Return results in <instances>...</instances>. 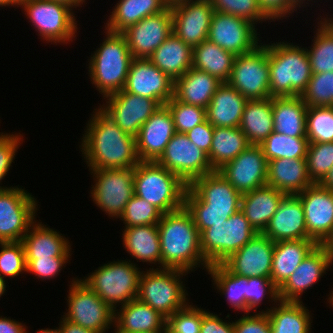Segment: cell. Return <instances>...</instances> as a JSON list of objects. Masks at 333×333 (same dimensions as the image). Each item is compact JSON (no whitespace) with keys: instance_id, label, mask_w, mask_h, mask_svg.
Instances as JSON below:
<instances>
[{"instance_id":"ba28073f","label":"cell","mask_w":333,"mask_h":333,"mask_svg":"<svg viewBox=\"0 0 333 333\" xmlns=\"http://www.w3.org/2000/svg\"><path fill=\"white\" fill-rule=\"evenodd\" d=\"M142 272L135 262L118 260L99 266L81 280L116 310L137 299Z\"/></svg>"},{"instance_id":"f6af8a7d","label":"cell","mask_w":333,"mask_h":333,"mask_svg":"<svg viewBox=\"0 0 333 333\" xmlns=\"http://www.w3.org/2000/svg\"><path fill=\"white\" fill-rule=\"evenodd\" d=\"M306 137L309 143L333 142V106L307 108Z\"/></svg>"},{"instance_id":"ee69618b","label":"cell","mask_w":333,"mask_h":333,"mask_svg":"<svg viewBox=\"0 0 333 333\" xmlns=\"http://www.w3.org/2000/svg\"><path fill=\"white\" fill-rule=\"evenodd\" d=\"M267 162L275 159H305L309 141L273 131L260 145Z\"/></svg>"},{"instance_id":"3957f363","label":"cell","mask_w":333,"mask_h":333,"mask_svg":"<svg viewBox=\"0 0 333 333\" xmlns=\"http://www.w3.org/2000/svg\"><path fill=\"white\" fill-rule=\"evenodd\" d=\"M157 225L162 268L178 269L188 273L201 266L202 269L206 268L205 271L208 270L210 265L200 249V232L185 206L163 214Z\"/></svg>"},{"instance_id":"7c38bea8","label":"cell","mask_w":333,"mask_h":333,"mask_svg":"<svg viewBox=\"0 0 333 333\" xmlns=\"http://www.w3.org/2000/svg\"><path fill=\"white\" fill-rule=\"evenodd\" d=\"M90 190L94 204L111 218L118 219L134 195V168L95 169Z\"/></svg>"},{"instance_id":"603a6c76","label":"cell","mask_w":333,"mask_h":333,"mask_svg":"<svg viewBox=\"0 0 333 333\" xmlns=\"http://www.w3.org/2000/svg\"><path fill=\"white\" fill-rule=\"evenodd\" d=\"M296 196L303 205L308 236L322 245L333 231V191L314 183Z\"/></svg>"},{"instance_id":"a7ac6f4b","label":"cell","mask_w":333,"mask_h":333,"mask_svg":"<svg viewBox=\"0 0 333 333\" xmlns=\"http://www.w3.org/2000/svg\"><path fill=\"white\" fill-rule=\"evenodd\" d=\"M187 1H190V0H163V2L165 3V5L169 8L177 5V4H181V3H184V2H187Z\"/></svg>"},{"instance_id":"44dd1931","label":"cell","mask_w":333,"mask_h":333,"mask_svg":"<svg viewBox=\"0 0 333 333\" xmlns=\"http://www.w3.org/2000/svg\"><path fill=\"white\" fill-rule=\"evenodd\" d=\"M172 30L192 48L207 40L214 13L210 0H190L171 7Z\"/></svg>"},{"instance_id":"cb8c5ba5","label":"cell","mask_w":333,"mask_h":333,"mask_svg":"<svg viewBox=\"0 0 333 333\" xmlns=\"http://www.w3.org/2000/svg\"><path fill=\"white\" fill-rule=\"evenodd\" d=\"M332 265V259L326 249L317 245L278 289L279 300L301 302L303 292L320 281Z\"/></svg>"},{"instance_id":"83f0119b","label":"cell","mask_w":333,"mask_h":333,"mask_svg":"<svg viewBox=\"0 0 333 333\" xmlns=\"http://www.w3.org/2000/svg\"><path fill=\"white\" fill-rule=\"evenodd\" d=\"M23 243L26 259L70 257L71 244L59 231L35 221L24 235Z\"/></svg>"},{"instance_id":"11e5206c","label":"cell","mask_w":333,"mask_h":333,"mask_svg":"<svg viewBox=\"0 0 333 333\" xmlns=\"http://www.w3.org/2000/svg\"><path fill=\"white\" fill-rule=\"evenodd\" d=\"M17 6L24 0H12Z\"/></svg>"},{"instance_id":"74e56055","label":"cell","mask_w":333,"mask_h":333,"mask_svg":"<svg viewBox=\"0 0 333 333\" xmlns=\"http://www.w3.org/2000/svg\"><path fill=\"white\" fill-rule=\"evenodd\" d=\"M239 128L250 145H261L274 131L272 98L247 100Z\"/></svg>"},{"instance_id":"f1b7e54d","label":"cell","mask_w":333,"mask_h":333,"mask_svg":"<svg viewBox=\"0 0 333 333\" xmlns=\"http://www.w3.org/2000/svg\"><path fill=\"white\" fill-rule=\"evenodd\" d=\"M312 184L306 159L281 158L268 161L267 185L286 195H297Z\"/></svg>"},{"instance_id":"1f68e13d","label":"cell","mask_w":333,"mask_h":333,"mask_svg":"<svg viewBox=\"0 0 333 333\" xmlns=\"http://www.w3.org/2000/svg\"><path fill=\"white\" fill-rule=\"evenodd\" d=\"M222 83L216 76L191 67L174 82V97L182 103L206 109Z\"/></svg>"},{"instance_id":"484cf974","label":"cell","mask_w":333,"mask_h":333,"mask_svg":"<svg viewBox=\"0 0 333 333\" xmlns=\"http://www.w3.org/2000/svg\"><path fill=\"white\" fill-rule=\"evenodd\" d=\"M262 233L274 242L311 239L301 200L296 195H286Z\"/></svg>"},{"instance_id":"be15d7a7","label":"cell","mask_w":333,"mask_h":333,"mask_svg":"<svg viewBox=\"0 0 333 333\" xmlns=\"http://www.w3.org/2000/svg\"><path fill=\"white\" fill-rule=\"evenodd\" d=\"M58 328L61 330L62 333H100L95 332L93 330L86 329L78 324H75L67 319H65L63 316L59 322Z\"/></svg>"},{"instance_id":"d590c367","label":"cell","mask_w":333,"mask_h":333,"mask_svg":"<svg viewBox=\"0 0 333 333\" xmlns=\"http://www.w3.org/2000/svg\"><path fill=\"white\" fill-rule=\"evenodd\" d=\"M274 131L296 138L306 137L308 106L301 96L272 98Z\"/></svg>"},{"instance_id":"8d00e7d4","label":"cell","mask_w":333,"mask_h":333,"mask_svg":"<svg viewBox=\"0 0 333 333\" xmlns=\"http://www.w3.org/2000/svg\"><path fill=\"white\" fill-rule=\"evenodd\" d=\"M305 306L303 301L279 300L275 306L260 312L267 313L272 333H311L313 314Z\"/></svg>"},{"instance_id":"2644e50d","label":"cell","mask_w":333,"mask_h":333,"mask_svg":"<svg viewBox=\"0 0 333 333\" xmlns=\"http://www.w3.org/2000/svg\"><path fill=\"white\" fill-rule=\"evenodd\" d=\"M37 333H62L61 330L59 328H54V329H49V328H45V329H40L38 331H36Z\"/></svg>"},{"instance_id":"d4e9b609","label":"cell","mask_w":333,"mask_h":333,"mask_svg":"<svg viewBox=\"0 0 333 333\" xmlns=\"http://www.w3.org/2000/svg\"><path fill=\"white\" fill-rule=\"evenodd\" d=\"M175 133L172 115L163 105L141 126L136 136L139 160L156 162Z\"/></svg>"},{"instance_id":"5bb4252c","label":"cell","mask_w":333,"mask_h":333,"mask_svg":"<svg viewBox=\"0 0 333 333\" xmlns=\"http://www.w3.org/2000/svg\"><path fill=\"white\" fill-rule=\"evenodd\" d=\"M22 187L0 191V242H18L36 221L37 201Z\"/></svg>"},{"instance_id":"03108f58","label":"cell","mask_w":333,"mask_h":333,"mask_svg":"<svg viewBox=\"0 0 333 333\" xmlns=\"http://www.w3.org/2000/svg\"><path fill=\"white\" fill-rule=\"evenodd\" d=\"M322 246L326 249V252L330 255L333 262V231L330 236L324 241Z\"/></svg>"},{"instance_id":"94428289","label":"cell","mask_w":333,"mask_h":333,"mask_svg":"<svg viewBox=\"0 0 333 333\" xmlns=\"http://www.w3.org/2000/svg\"><path fill=\"white\" fill-rule=\"evenodd\" d=\"M213 131L214 127L205 120L189 130L186 135L191 142L208 155L213 140Z\"/></svg>"},{"instance_id":"89a4df30","label":"cell","mask_w":333,"mask_h":333,"mask_svg":"<svg viewBox=\"0 0 333 333\" xmlns=\"http://www.w3.org/2000/svg\"><path fill=\"white\" fill-rule=\"evenodd\" d=\"M299 9L301 7H303L304 9V6L306 8V5L305 4H310V1L313 2V0H291ZM304 3V4H303ZM302 4V5H301Z\"/></svg>"},{"instance_id":"f35d334b","label":"cell","mask_w":333,"mask_h":333,"mask_svg":"<svg viewBox=\"0 0 333 333\" xmlns=\"http://www.w3.org/2000/svg\"><path fill=\"white\" fill-rule=\"evenodd\" d=\"M167 8L163 0H119L113 8L105 29L121 33L147 16L158 14Z\"/></svg>"},{"instance_id":"2e32d148","label":"cell","mask_w":333,"mask_h":333,"mask_svg":"<svg viewBox=\"0 0 333 333\" xmlns=\"http://www.w3.org/2000/svg\"><path fill=\"white\" fill-rule=\"evenodd\" d=\"M255 27L244 18L214 11L207 40L236 56L242 55L261 44Z\"/></svg>"},{"instance_id":"30bf717a","label":"cell","mask_w":333,"mask_h":333,"mask_svg":"<svg viewBox=\"0 0 333 333\" xmlns=\"http://www.w3.org/2000/svg\"><path fill=\"white\" fill-rule=\"evenodd\" d=\"M256 234L244 213L239 210L227 221L203 230L200 233V249L209 265L221 264Z\"/></svg>"},{"instance_id":"9c48e42d","label":"cell","mask_w":333,"mask_h":333,"mask_svg":"<svg viewBox=\"0 0 333 333\" xmlns=\"http://www.w3.org/2000/svg\"><path fill=\"white\" fill-rule=\"evenodd\" d=\"M19 6L43 41L68 44L76 38L79 28L74 9L68 5L54 0H24Z\"/></svg>"},{"instance_id":"4fadbf2b","label":"cell","mask_w":333,"mask_h":333,"mask_svg":"<svg viewBox=\"0 0 333 333\" xmlns=\"http://www.w3.org/2000/svg\"><path fill=\"white\" fill-rule=\"evenodd\" d=\"M270 72L266 43L254 50L237 55L227 83L247 100L270 98Z\"/></svg>"},{"instance_id":"f5cc1de1","label":"cell","mask_w":333,"mask_h":333,"mask_svg":"<svg viewBox=\"0 0 333 333\" xmlns=\"http://www.w3.org/2000/svg\"><path fill=\"white\" fill-rule=\"evenodd\" d=\"M266 295V296H265ZM269 298L272 305L279 301L278 288L270 278L249 277L246 285V313L254 310L257 313V308L262 304L263 299ZM274 301V302H273Z\"/></svg>"},{"instance_id":"7dc6e473","label":"cell","mask_w":333,"mask_h":333,"mask_svg":"<svg viewBox=\"0 0 333 333\" xmlns=\"http://www.w3.org/2000/svg\"><path fill=\"white\" fill-rule=\"evenodd\" d=\"M306 164L313 183H320L333 167V142L309 143Z\"/></svg>"},{"instance_id":"7a4b0ae2","label":"cell","mask_w":333,"mask_h":333,"mask_svg":"<svg viewBox=\"0 0 333 333\" xmlns=\"http://www.w3.org/2000/svg\"><path fill=\"white\" fill-rule=\"evenodd\" d=\"M241 194L218 172L196 178L185 193L184 206L201 233L227 221L241 207Z\"/></svg>"},{"instance_id":"11a10c76","label":"cell","mask_w":333,"mask_h":333,"mask_svg":"<svg viewBox=\"0 0 333 333\" xmlns=\"http://www.w3.org/2000/svg\"><path fill=\"white\" fill-rule=\"evenodd\" d=\"M21 142L23 143V135L19 133H0V183L8 175ZM8 188L10 187L0 186V191Z\"/></svg>"},{"instance_id":"9f6ffc18","label":"cell","mask_w":333,"mask_h":333,"mask_svg":"<svg viewBox=\"0 0 333 333\" xmlns=\"http://www.w3.org/2000/svg\"><path fill=\"white\" fill-rule=\"evenodd\" d=\"M71 257H51L44 259H26L27 273H32L36 278L52 279L57 277L66 266Z\"/></svg>"},{"instance_id":"e0dca14e","label":"cell","mask_w":333,"mask_h":333,"mask_svg":"<svg viewBox=\"0 0 333 333\" xmlns=\"http://www.w3.org/2000/svg\"><path fill=\"white\" fill-rule=\"evenodd\" d=\"M104 100L106 103L99 107L122 131L134 137L138 135L141 126L161 107L154 99L134 95L124 89Z\"/></svg>"},{"instance_id":"4dcf8cb0","label":"cell","mask_w":333,"mask_h":333,"mask_svg":"<svg viewBox=\"0 0 333 333\" xmlns=\"http://www.w3.org/2000/svg\"><path fill=\"white\" fill-rule=\"evenodd\" d=\"M247 99L223 82L206 108V120L213 127H239Z\"/></svg>"},{"instance_id":"db71d44e","label":"cell","mask_w":333,"mask_h":333,"mask_svg":"<svg viewBox=\"0 0 333 333\" xmlns=\"http://www.w3.org/2000/svg\"><path fill=\"white\" fill-rule=\"evenodd\" d=\"M189 304L166 319V333H200L202 308Z\"/></svg>"},{"instance_id":"8fae6325","label":"cell","mask_w":333,"mask_h":333,"mask_svg":"<svg viewBox=\"0 0 333 333\" xmlns=\"http://www.w3.org/2000/svg\"><path fill=\"white\" fill-rule=\"evenodd\" d=\"M63 317L95 332L106 333L114 326V310L77 277L71 281Z\"/></svg>"},{"instance_id":"d6986e66","label":"cell","mask_w":333,"mask_h":333,"mask_svg":"<svg viewBox=\"0 0 333 333\" xmlns=\"http://www.w3.org/2000/svg\"><path fill=\"white\" fill-rule=\"evenodd\" d=\"M171 8L147 16L137 24L127 27L121 34L125 37L133 58L148 59L173 33Z\"/></svg>"},{"instance_id":"7bdbcfd3","label":"cell","mask_w":333,"mask_h":333,"mask_svg":"<svg viewBox=\"0 0 333 333\" xmlns=\"http://www.w3.org/2000/svg\"><path fill=\"white\" fill-rule=\"evenodd\" d=\"M206 272L212 277L214 288L222 293L221 295H225L232 309L241 310L245 314L248 278L229 272L222 264L210 265Z\"/></svg>"},{"instance_id":"753ad0ef","label":"cell","mask_w":333,"mask_h":333,"mask_svg":"<svg viewBox=\"0 0 333 333\" xmlns=\"http://www.w3.org/2000/svg\"><path fill=\"white\" fill-rule=\"evenodd\" d=\"M15 6L17 7V5L12 1V0H0V7H6V6Z\"/></svg>"},{"instance_id":"6da1fadb","label":"cell","mask_w":333,"mask_h":333,"mask_svg":"<svg viewBox=\"0 0 333 333\" xmlns=\"http://www.w3.org/2000/svg\"><path fill=\"white\" fill-rule=\"evenodd\" d=\"M86 124L80 148L89 170L135 168L136 137L122 131L100 108Z\"/></svg>"},{"instance_id":"bcb514c9","label":"cell","mask_w":333,"mask_h":333,"mask_svg":"<svg viewBox=\"0 0 333 333\" xmlns=\"http://www.w3.org/2000/svg\"><path fill=\"white\" fill-rule=\"evenodd\" d=\"M163 213L146 200L133 195L125 206L120 220L125 224L124 228L141 225L158 224Z\"/></svg>"},{"instance_id":"4316f807","label":"cell","mask_w":333,"mask_h":333,"mask_svg":"<svg viewBox=\"0 0 333 333\" xmlns=\"http://www.w3.org/2000/svg\"><path fill=\"white\" fill-rule=\"evenodd\" d=\"M113 327L114 333H166V318L148 304L134 299L114 310Z\"/></svg>"},{"instance_id":"e575fe53","label":"cell","mask_w":333,"mask_h":333,"mask_svg":"<svg viewBox=\"0 0 333 333\" xmlns=\"http://www.w3.org/2000/svg\"><path fill=\"white\" fill-rule=\"evenodd\" d=\"M123 247L137 262L158 264L162 269V256L158 225L132 226L122 229Z\"/></svg>"},{"instance_id":"e7e4bbea","label":"cell","mask_w":333,"mask_h":333,"mask_svg":"<svg viewBox=\"0 0 333 333\" xmlns=\"http://www.w3.org/2000/svg\"><path fill=\"white\" fill-rule=\"evenodd\" d=\"M322 187L333 191V167L330 169L329 173L325 178L319 183Z\"/></svg>"},{"instance_id":"34e18365","label":"cell","mask_w":333,"mask_h":333,"mask_svg":"<svg viewBox=\"0 0 333 333\" xmlns=\"http://www.w3.org/2000/svg\"><path fill=\"white\" fill-rule=\"evenodd\" d=\"M327 301H328L327 303H329L330 307H332V308H333V291H331V292H330V294H329V297H328V300H327Z\"/></svg>"},{"instance_id":"91938a15","label":"cell","mask_w":333,"mask_h":333,"mask_svg":"<svg viewBox=\"0 0 333 333\" xmlns=\"http://www.w3.org/2000/svg\"><path fill=\"white\" fill-rule=\"evenodd\" d=\"M219 315L202 309L200 333H234V321L220 318Z\"/></svg>"},{"instance_id":"ab89813d","label":"cell","mask_w":333,"mask_h":333,"mask_svg":"<svg viewBox=\"0 0 333 333\" xmlns=\"http://www.w3.org/2000/svg\"><path fill=\"white\" fill-rule=\"evenodd\" d=\"M250 143L239 127H214L208 156L214 171L235 159Z\"/></svg>"},{"instance_id":"ffe728a7","label":"cell","mask_w":333,"mask_h":333,"mask_svg":"<svg viewBox=\"0 0 333 333\" xmlns=\"http://www.w3.org/2000/svg\"><path fill=\"white\" fill-rule=\"evenodd\" d=\"M275 242L263 233H257L241 249L232 253L221 264L231 273L271 279Z\"/></svg>"},{"instance_id":"f546056e","label":"cell","mask_w":333,"mask_h":333,"mask_svg":"<svg viewBox=\"0 0 333 333\" xmlns=\"http://www.w3.org/2000/svg\"><path fill=\"white\" fill-rule=\"evenodd\" d=\"M285 193L264 185L241 196L240 210L257 233H262L276 213Z\"/></svg>"},{"instance_id":"b9f144b4","label":"cell","mask_w":333,"mask_h":333,"mask_svg":"<svg viewBox=\"0 0 333 333\" xmlns=\"http://www.w3.org/2000/svg\"><path fill=\"white\" fill-rule=\"evenodd\" d=\"M317 29L310 49L306 48L312 74L333 72V18H322L317 22Z\"/></svg>"},{"instance_id":"ac0fdd59","label":"cell","mask_w":333,"mask_h":333,"mask_svg":"<svg viewBox=\"0 0 333 333\" xmlns=\"http://www.w3.org/2000/svg\"><path fill=\"white\" fill-rule=\"evenodd\" d=\"M268 162L260 145H249L217 171L241 194L267 185Z\"/></svg>"},{"instance_id":"60d3db41","label":"cell","mask_w":333,"mask_h":333,"mask_svg":"<svg viewBox=\"0 0 333 333\" xmlns=\"http://www.w3.org/2000/svg\"><path fill=\"white\" fill-rule=\"evenodd\" d=\"M236 55L223 50L209 40L193 47L192 67L216 76L220 81L227 82L231 76Z\"/></svg>"},{"instance_id":"003e7915","label":"cell","mask_w":333,"mask_h":333,"mask_svg":"<svg viewBox=\"0 0 333 333\" xmlns=\"http://www.w3.org/2000/svg\"><path fill=\"white\" fill-rule=\"evenodd\" d=\"M54 1L64 3L73 9L75 8V10L79 6L82 7L83 3L85 4V0H54Z\"/></svg>"},{"instance_id":"9a60e30c","label":"cell","mask_w":333,"mask_h":333,"mask_svg":"<svg viewBox=\"0 0 333 333\" xmlns=\"http://www.w3.org/2000/svg\"><path fill=\"white\" fill-rule=\"evenodd\" d=\"M179 176L187 185L196 178L214 172L208 156L185 133H175L156 161Z\"/></svg>"},{"instance_id":"6f0895ef","label":"cell","mask_w":333,"mask_h":333,"mask_svg":"<svg viewBox=\"0 0 333 333\" xmlns=\"http://www.w3.org/2000/svg\"><path fill=\"white\" fill-rule=\"evenodd\" d=\"M234 333H272L267 313H245L234 321Z\"/></svg>"},{"instance_id":"7402d4cb","label":"cell","mask_w":333,"mask_h":333,"mask_svg":"<svg viewBox=\"0 0 333 333\" xmlns=\"http://www.w3.org/2000/svg\"><path fill=\"white\" fill-rule=\"evenodd\" d=\"M124 90L154 99L163 106L174 96V81L149 59L133 58Z\"/></svg>"},{"instance_id":"816d5d0a","label":"cell","mask_w":333,"mask_h":333,"mask_svg":"<svg viewBox=\"0 0 333 333\" xmlns=\"http://www.w3.org/2000/svg\"><path fill=\"white\" fill-rule=\"evenodd\" d=\"M0 276L16 278L27 272V263L23 243L0 242Z\"/></svg>"},{"instance_id":"8c879c8a","label":"cell","mask_w":333,"mask_h":333,"mask_svg":"<svg viewBox=\"0 0 333 333\" xmlns=\"http://www.w3.org/2000/svg\"><path fill=\"white\" fill-rule=\"evenodd\" d=\"M6 292V280L0 276V297Z\"/></svg>"},{"instance_id":"5b68a950","label":"cell","mask_w":333,"mask_h":333,"mask_svg":"<svg viewBox=\"0 0 333 333\" xmlns=\"http://www.w3.org/2000/svg\"><path fill=\"white\" fill-rule=\"evenodd\" d=\"M106 37L88 60V75L103 98L122 91L133 56L125 37L105 29Z\"/></svg>"},{"instance_id":"277c9868","label":"cell","mask_w":333,"mask_h":333,"mask_svg":"<svg viewBox=\"0 0 333 333\" xmlns=\"http://www.w3.org/2000/svg\"><path fill=\"white\" fill-rule=\"evenodd\" d=\"M270 97L301 96L312 76L306 48L287 41L266 44Z\"/></svg>"},{"instance_id":"8992f818","label":"cell","mask_w":333,"mask_h":333,"mask_svg":"<svg viewBox=\"0 0 333 333\" xmlns=\"http://www.w3.org/2000/svg\"><path fill=\"white\" fill-rule=\"evenodd\" d=\"M188 185L155 161H140L134 168V195L163 214L184 207Z\"/></svg>"},{"instance_id":"6125c7cd","label":"cell","mask_w":333,"mask_h":333,"mask_svg":"<svg viewBox=\"0 0 333 333\" xmlns=\"http://www.w3.org/2000/svg\"><path fill=\"white\" fill-rule=\"evenodd\" d=\"M26 327L15 319L0 316V333H28Z\"/></svg>"},{"instance_id":"d6a6232c","label":"cell","mask_w":333,"mask_h":333,"mask_svg":"<svg viewBox=\"0 0 333 333\" xmlns=\"http://www.w3.org/2000/svg\"><path fill=\"white\" fill-rule=\"evenodd\" d=\"M318 244L312 239L275 242L271 280L279 289Z\"/></svg>"},{"instance_id":"680465c9","label":"cell","mask_w":333,"mask_h":333,"mask_svg":"<svg viewBox=\"0 0 333 333\" xmlns=\"http://www.w3.org/2000/svg\"><path fill=\"white\" fill-rule=\"evenodd\" d=\"M262 11L275 22L292 15L299 8L291 0H258Z\"/></svg>"},{"instance_id":"f907efd6","label":"cell","mask_w":333,"mask_h":333,"mask_svg":"<svg viewBox=\"0 0 333 333\" xmlns=\"http://www.w3.org/2000/svg\"><path fill=\"white\" fill-rule=\"evenodd\" d=\"M215 12L244 18L254 25L271 20L260 8L258 0H210Z\"/></svg>"},{"instance_id":"52a82bcc","label":"cell","mask_w":333,"mask_h":333,"mask_svg":"<svg viewBox=\"0 0 333 333\" xmlns=\"http://www.w3.org/2000/svg\"><path fill=\"white\" fill-rule=\"evenodd\" d=\"M153 267L143 270L137 299L148 304L167 319L190 303L186 287L183 285L184 281H182L183 276H186L188 272Z\"/></svg>"},{"instance_id":"836d02e7","label":"cell","mask_w":333,"mask_h":333,"mask_svg":"<svg viewBox=\"0 0 333 333\" xmlns=\"http://www.w3.org/2000/svg\"><path fill=\"white\" fill-rule=\"evenodd\" d=\"M193 48L172 33L148 58L174 82L192 67Z\"/></svg>"},{"instance_id":"681fc988","label":"cell","mask_w":333,"mask_h":333,"mask_svg":"<svg viewBox=\"0 0 333 333\" xmlns=\"http://www.w3.org/2000/svg\"><path fill=\"white\" fill-rule=\"evenodd\" d=\"M165 106L169 109L177 133H187L206 120V109L178 101L174 96Z\"/></svg>"},{"instance_id":"c3c4849f","label":"cell","mask_w":333,"mask_h":333,"mask_svg":"<svg viewBox=\"0 0 333 333\" xmlns=\"http://www.w3.org/2000/svg\"><path fill=\"white\" fill-rule=\"evenodd\" d=\"M301 98L308 107L333 106V72L312 74Z\"/></svg>"}]
</instances>
